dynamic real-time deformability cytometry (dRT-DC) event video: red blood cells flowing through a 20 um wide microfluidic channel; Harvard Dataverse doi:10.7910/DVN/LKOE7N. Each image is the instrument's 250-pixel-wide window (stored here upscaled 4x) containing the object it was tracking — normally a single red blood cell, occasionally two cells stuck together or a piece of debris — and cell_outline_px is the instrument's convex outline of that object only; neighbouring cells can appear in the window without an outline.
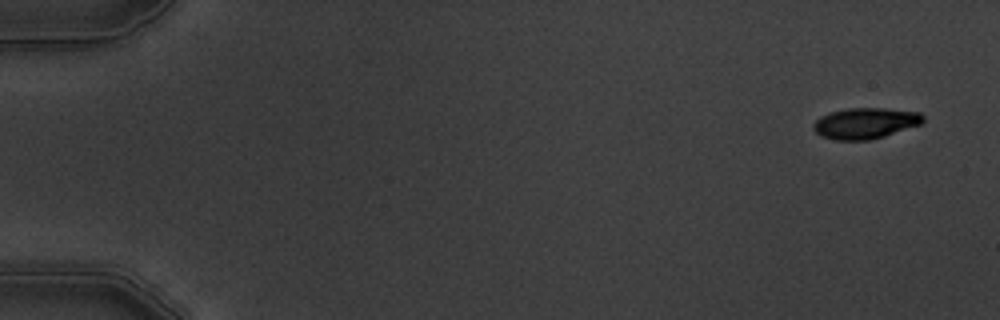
{"species": "common noctule bat (a hibernating species)", "species_latin": "Nyctalus noctula", "temperature_condition": "warm", "stored_images_in_passage": 5, "camera_frame_rate_fps": 3000, "um_per_image_px": 0.085, "animal": {"sex": "male", "body_mass_g": 19.5, "forearm_length_mm": 54.6}, "frame": {"image": 1, "passage_image": 1, "time_ms": 0.0, "image_size_px": [1000, 320], "cell_outline_px": [[924, 120], [920, 124], [884, 136], [868, 140], [836, 140], [820, 136], [812, 128], [812, 124], [820, 116], [832, 112], [848, 108], [884, 108], [920, 112], [924, 116]], "centroid_in_image_um": [73.53, 10.47], "position_along_channel_um": 11.5, "area_um2": 19.71}}
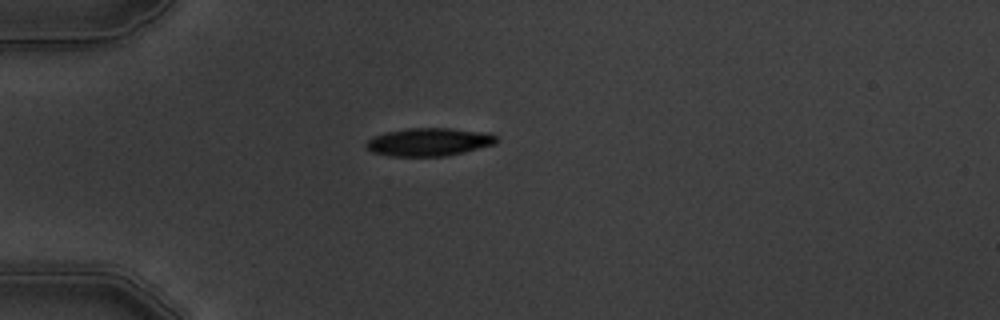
{"frame": {"image": 2, "passage_image": 5, "time_ms": 4.333, "image_size_px": [1000, 320], "cell_outline_px": [[496, 144], [444, 156], [388, 156], [372, 152], [364, 148], [364, 144], [368, 140], [376, 136], [388, 132], [408, 128], [448, 128], [492, 132], [496, 136]], "centroid_in_image_um": [36.46, 12.06], "position_along_channel_um": 48.5, "area_um2": 21.27}}